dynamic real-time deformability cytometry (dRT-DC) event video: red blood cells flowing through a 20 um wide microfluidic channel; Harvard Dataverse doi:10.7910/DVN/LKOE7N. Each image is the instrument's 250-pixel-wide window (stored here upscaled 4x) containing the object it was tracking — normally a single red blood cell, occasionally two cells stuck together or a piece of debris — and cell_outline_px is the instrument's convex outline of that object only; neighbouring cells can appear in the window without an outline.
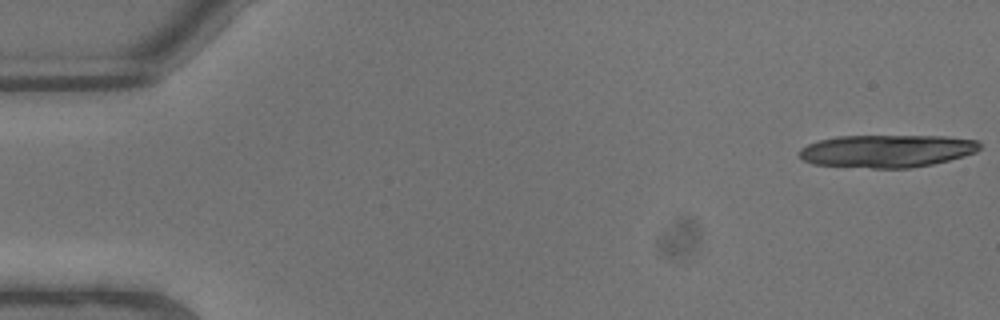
{"species": "common noctule bat (a hibernating species)", "species_latin": "Nyctalus noctula", "temperature_condition": "warm", "stored_images_in_passage": 8, "camera_frame_rate_fps": 3000, "um_per_image_px": 0.085, "animal": {"sex": "male", "body_mass_g": 13.3}, "frame": {"image": 1, "passage_image": 1, "time_ms": 0.0, "image_size_px": [1000, 320], "cell_outline_px": [[980, 148], [976, 152], [964, 156], [932, 164], [908, 168], [872, 168], [812, 164], [804, 160], [800, 156], [800, 148], [808, 144], [820, 140], [836, 136], [944, 136], [976, 140], [980, 144]], "centroid_in_image_um": [75.38, 12.83], "position_along_channel_um": 9.6, "area_um2": 34.22}}
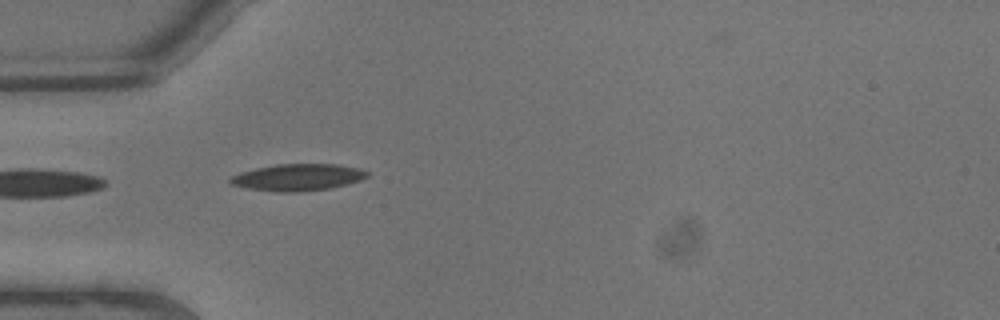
{"frame": {"image": 2, "passage_image": 7, "time_ms": 2.0, "image_size_px": [1000, 320], "cell_outline_px": [[368, 176], [360, 180], [348, 184], [332, 188], [300, 192], [276, 192], [248, 188], [232, 184], [228, 180], [232, 176], [240, 172], [256, 168], [276, 164], [336, 164], [360, 168], [368, 172]], "centroid_in_image_um": [25.34, 15.07], "position_along_channel_um": 59.7, "area_um2": 21.44}}